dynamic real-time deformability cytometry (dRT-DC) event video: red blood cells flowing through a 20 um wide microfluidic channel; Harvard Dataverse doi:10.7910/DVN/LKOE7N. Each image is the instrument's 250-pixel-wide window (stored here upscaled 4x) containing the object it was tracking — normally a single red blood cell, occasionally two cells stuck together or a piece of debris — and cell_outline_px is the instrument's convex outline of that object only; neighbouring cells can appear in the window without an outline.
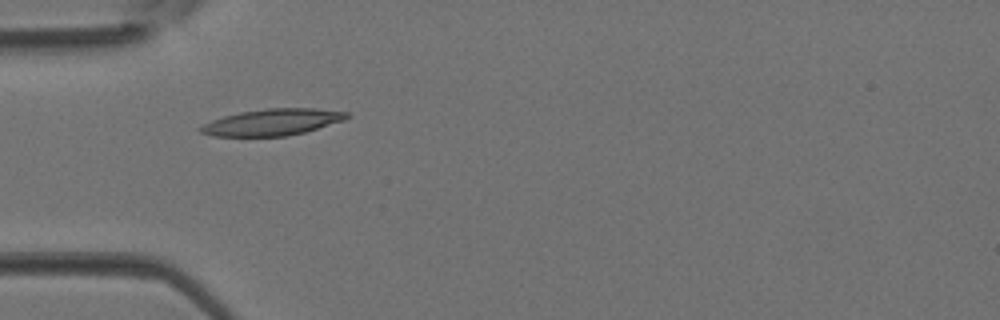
{"species": "Egyptian fruit bat (a non-hibernating species)", "species_latin": "Rousettus aegyptiacus", "temperature_condition": "room temperature", "stored_images_in_passage": 5, "camera_frame_rate_fps": 3000, "um_per_image_px": 0.085, "animal": {"sex": "female"}, "frame": {"image": 1, "passage_image": 4, "time_ms": 1.0, "image_size_px": [1000, 320], "cell_outline_px": [[352, 116], [344, 120], [304, 132], [288, 136], [212, 136], [200, 132], [196, 128], [212, 120], [224, 116], [240, 112], [268, 108], [316, 108], [348, 112]], "centroid_in_image_um": [23.15, 10.38], "position_along_channel_um": 61.8, "area_um2": 22.6}}
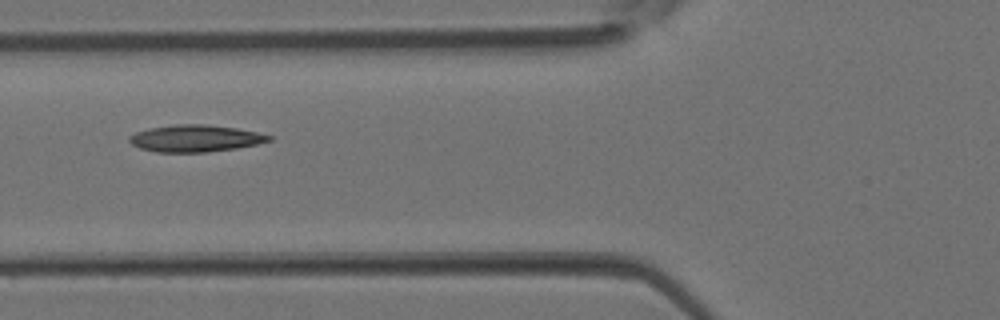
{"frame": {"image": 2, "passage_image": 5, "time_ms": 1.333, "image_size_px": [1000, 320], "cell_outline_px": [[272, 140], [256, 144], [236, 148], [208, 152], [156, 152], [140, 148], [132, 144], [128, 140], [128, 136], [136, 132], [148, 128], [176, 124], [204, 124], [236, 128], [256, 132], [272, 136]], "centroid_in_image_um": [16.57, 11.76], "position_along_channel_um": 109.2, "area_um2": 21.85}}